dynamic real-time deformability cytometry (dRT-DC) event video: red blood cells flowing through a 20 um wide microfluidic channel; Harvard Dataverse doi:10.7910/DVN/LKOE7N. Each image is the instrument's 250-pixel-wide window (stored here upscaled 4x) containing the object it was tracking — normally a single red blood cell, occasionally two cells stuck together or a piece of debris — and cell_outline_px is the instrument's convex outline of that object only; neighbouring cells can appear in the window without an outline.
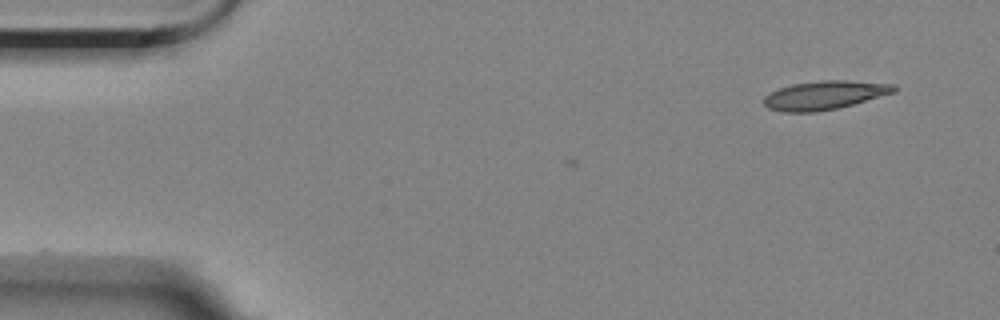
{"species": "Egyptian fruit bat (a non-hibernating species)", "species_latin": "Rousettus aegyptiacus", "temperature_condition": "room temperature", "stored_images_in_passage": 3, "camera_frame_rate_fps": 3000, "um_per_image_px": 0.085, "animal": {"sex": "female"}, "frame": {"image": 1, "passage_image": 1, "time_ms": 0.0, "image_size_px": [1000, 320], "cell_outline_px": [[896, 92], [852, 104], [836, 108], [816, 112], [784, 112], [768, 108], [764, 104], [764, 96], [780, 88], [792, 84], [820, 80], [848, 80], [896, 84]], "centroid_in_image_um": [70.1, 8.08], "position_along_channel_um": 14.9, "area_um2": 21.68}}